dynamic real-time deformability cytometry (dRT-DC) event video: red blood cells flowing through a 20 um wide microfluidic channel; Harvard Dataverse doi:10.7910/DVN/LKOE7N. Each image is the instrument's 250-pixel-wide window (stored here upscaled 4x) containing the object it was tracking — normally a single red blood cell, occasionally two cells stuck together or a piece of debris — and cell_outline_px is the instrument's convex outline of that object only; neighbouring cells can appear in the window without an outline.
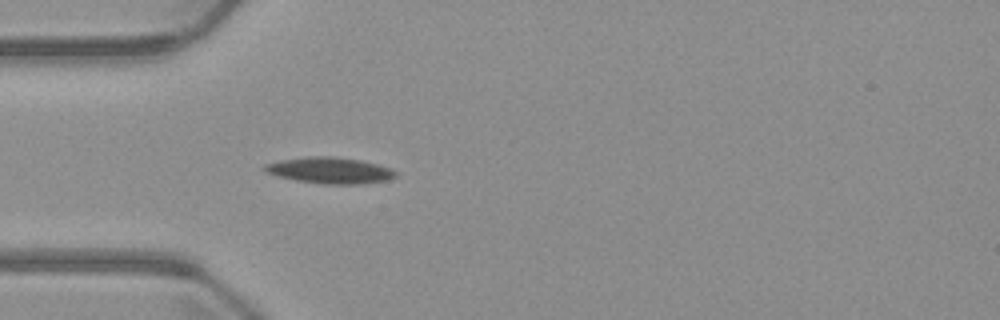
{"species": "common noctule bat (a hibernating species)", "species_latin": "Nyctalus noctula", "temperature_condition": "warm", "stored_images_in_passage": 2, "camera_frame_rate_fps": 3000, "um_per_image_px": 0.085, "animal": {"sex": "male", "body_mass_g": 23.1, "forearm_length_mm": 52.7}, "frame": {"image": 1, "passage_image": 2, "time_ms": 1.0, "image_size_px": [1000, 320], "cell_outline_px": [[396, 176], [388, 180], [360, 184], [324, 184], [296, 180], [280, 176], [268, 172], [260, 168], [264, 164], [280, 160], [308, 156], [328, 156], [360, 160], [392, 168], [396, 172]], "centroid_in_image_um": [28.04, 14.48], "position_along_channel_um": 57.0, "area_um2": 19.88}}